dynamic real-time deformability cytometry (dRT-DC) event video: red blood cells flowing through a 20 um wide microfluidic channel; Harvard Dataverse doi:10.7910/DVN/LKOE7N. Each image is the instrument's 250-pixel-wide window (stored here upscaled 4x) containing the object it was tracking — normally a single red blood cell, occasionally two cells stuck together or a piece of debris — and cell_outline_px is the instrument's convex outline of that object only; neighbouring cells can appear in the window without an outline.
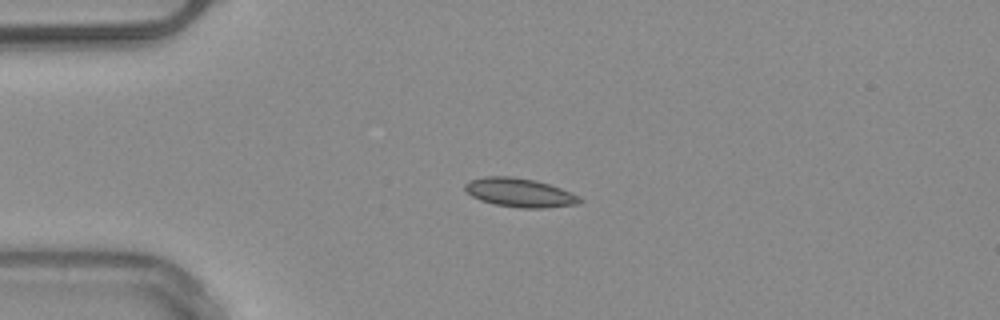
{"species": "common noctule bat (a hibernating species)", "species_latin": "Nyctalus noctula", "temperature_condition": "warm", "stored_images_in_passage": 3, "camera_frame_rate_fps": 3000, "um_per_image_px": 0.085, "animal": {"sex": "male", "body_mass_g": 20.4}, "frame": {"image": 1, "passage_image": 2, "time_ms": 2.333, "image_size_px": [1000, 320], "cell_outline_px": [[584, 200], [580, 204], [544, 208], [520, 208], [492, 204], [480, 200], [472, 196], [464, 188], [464, 184], [468, 180], [484, 176], [512, 176], [536, 180], [560, 188], [580, 196]], "centroid_in_image_um": [44.17, 16.37], "position_along_channel_um": 40.8, "area_um2": 19.54}}